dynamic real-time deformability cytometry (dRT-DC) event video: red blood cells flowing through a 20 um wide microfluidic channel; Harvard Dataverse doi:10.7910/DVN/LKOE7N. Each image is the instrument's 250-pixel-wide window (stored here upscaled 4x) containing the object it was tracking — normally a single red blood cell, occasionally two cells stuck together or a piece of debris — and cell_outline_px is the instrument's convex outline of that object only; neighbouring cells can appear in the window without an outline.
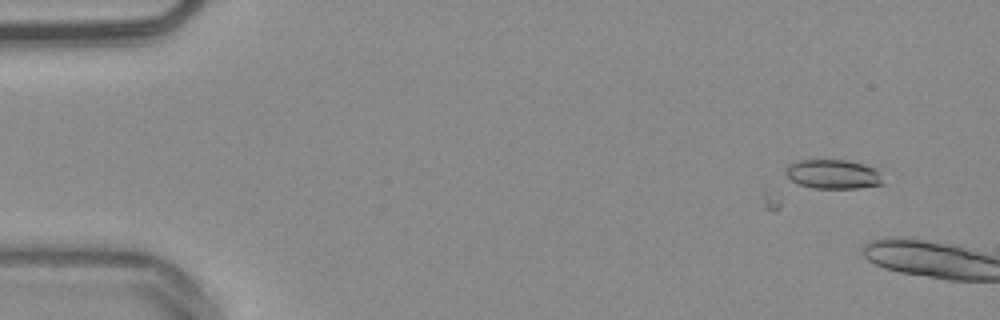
{"species": "common noctule bat (a hibernating species)", "species_latin": "Nyctalus noctula", "temperature_condition": "warm", "stored_images_in_passage": 7, "camera_frame_rate_fps": 3000, "um_per_image_px": 0.085, "animal": {"sex": "male", "body_mass_g": 20.4}, "frame": {"image": 1, "passage_image": 7, "time_ms": 2.0, "image_size_px": [1000, 320], "cell_outline_px": [[884, 184], [856, 188], [816, 188], [800, 184], [792, 180], [784, 172], [792, 164], [800, 160], [848, 160], [864, 164], [876, 168]], "centroid_in_image_um": [70.86, 14.8], "position_along_channel_um": 14.1, "area_um2": 16.3}}